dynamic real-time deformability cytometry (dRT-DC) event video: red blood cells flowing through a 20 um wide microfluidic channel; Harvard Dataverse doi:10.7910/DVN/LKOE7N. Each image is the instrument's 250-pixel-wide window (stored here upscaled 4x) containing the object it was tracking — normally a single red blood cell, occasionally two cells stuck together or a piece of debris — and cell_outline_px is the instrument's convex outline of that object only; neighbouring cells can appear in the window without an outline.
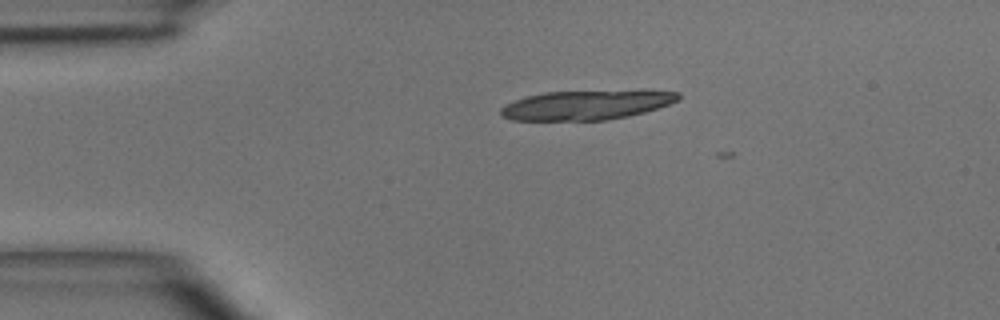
{"species": "common noctule bat (a hibernating species)", "species_latin": "Nyctalus noctula", "temperature_condition": "room temperature", "stored_images_in_passage": 2, "camera_frame_rate_fps": 3000, "um_per_image_px": 0.085, "animal": {"sex": "male", "body_mass_g": 15.6}, "frame": {"image": 1, "passage_image": 1, "time_ms": 0.0, "image_size_px": [1000, 320], "cell_outline_px": [[680, 96], [676, 100], [668, 104], [644, 112], [628, 116], [608, 120], [512, 120], [500, 116], [500, 108], [504, 104], [528, 96], [544, 92], [680, 92]], "centroid_in_image_um": [49.71, 8.96], "position_along_channel_um": 35.3, "area_um2": 29.48}}